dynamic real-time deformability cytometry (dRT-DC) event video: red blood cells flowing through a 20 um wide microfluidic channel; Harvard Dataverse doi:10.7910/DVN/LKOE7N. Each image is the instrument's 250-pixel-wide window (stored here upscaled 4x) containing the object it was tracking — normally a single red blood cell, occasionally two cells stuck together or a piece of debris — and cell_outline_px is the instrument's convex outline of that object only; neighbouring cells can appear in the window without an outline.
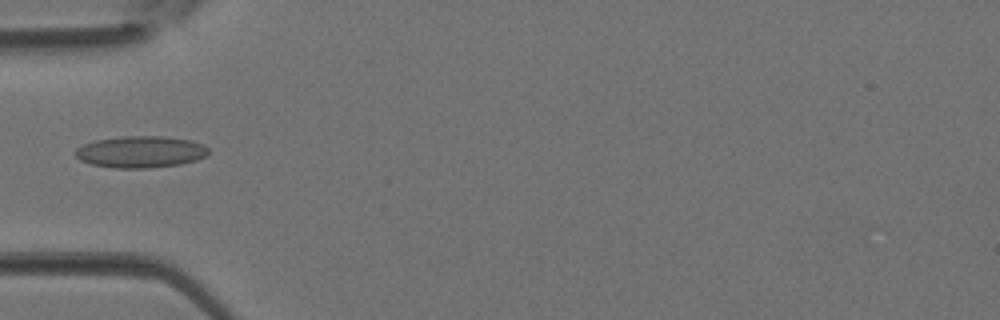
{"species": "Egyptian fruit bat (a non-hibernating species)", "species_latin": "Rousettus aegyptiacus", "temperature_condition": "room temperature", "stored_images_in_passage": 5, "camera_frame_rate_fps": 3000, "um_per_image_px": 0.085, "animal": {"sex": "female"}, "frame": {"image": 1, "passage_image": 5, "time_ms": 1.333, "image_size_px": [1000, 320], "cell_outline_px": [[208, 152], [204, 156], [196, 160], [180, 164], [148, 168], [112, 168], [92, 164], [80, 160], [76, 156], [76, 148], [84, 144], [96, 140], [120, 136], [160, 136], [192, 140], [204, 144], [208, 148]], "centroid_in_image_um": [11.95, 12.9], "position_along_channel_um": 73.0, "area_um2": 24.57}}